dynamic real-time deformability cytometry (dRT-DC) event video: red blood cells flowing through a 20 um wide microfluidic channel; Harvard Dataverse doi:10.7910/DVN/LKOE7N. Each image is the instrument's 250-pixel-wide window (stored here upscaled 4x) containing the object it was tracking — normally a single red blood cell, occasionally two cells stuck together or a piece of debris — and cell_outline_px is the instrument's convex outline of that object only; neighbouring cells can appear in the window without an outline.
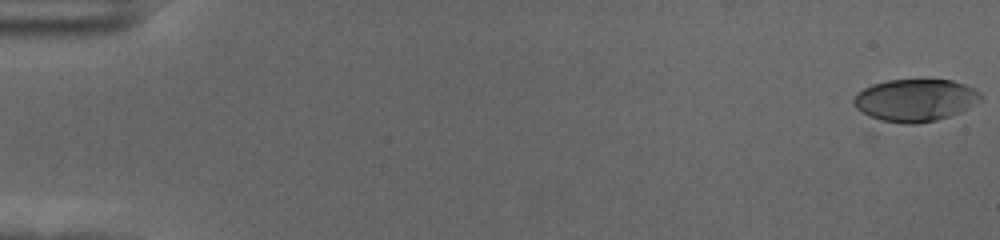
{"species": "human", "species_latin": "Homo sapiens", "temperature_condition": "cold", "stored_images_in_passage": 57, "camera_frame_rate_fps": 3000, "um_per_image_px": 0.085, "donor": {"sex": "female"}, "frame": {"image": 1, "passage_image": 1, "time_ms": 0.0, "image_size_px": [1000, 240], "cell_outline_px": [[980, 100], [968, 108], [960, 112], [936, 120], [912, 124], [908, 124], [884, 120], [872, 116], [856, 108], [852, 100], [864, 88], [872, 84], [888, 80], [952, 80], [964, 84], [980, 92]], "centroid_in_image_um": [77.81, 8.5], "position_along_channel_um": 7.2, "area_um2": 30.69}}
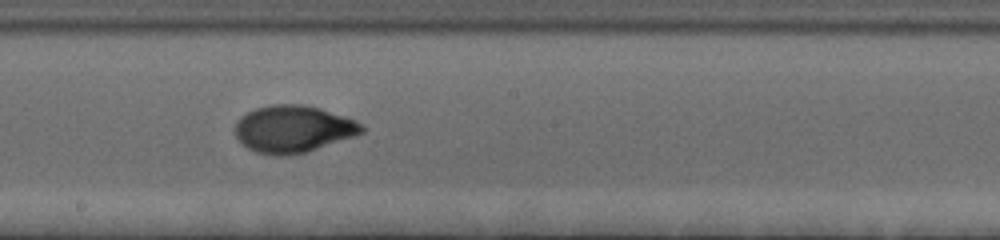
{"frame": {"image": 2, "passage_image": 33, "time_ms": 10.667, "image_size_px": [1000, 240], "cell_outline_px": [[364, 132], [308, 152], [284, 156], [272, 156], [256, 152], [248, 148], [236, 136], [236, 120], [240, 116], [256, 108], [272, 104], [300, 104], [320, 108], [356, 120], [364, 128]], "centroid_in_image_um": [24.9, 10.97], "position_along_channel_um": 223.3, "area_um2": 34.68}}
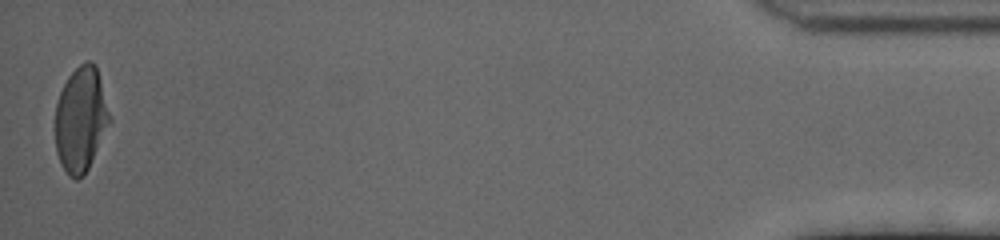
{"frame": {"image": 3, "passage_image": 57, "time_ms": 18.667, "image_size_px": [1000, 240], "cell_outline_px": [[112, 120], [84, 176], [76, 180], [68, 176], [60, 164], [56, 152], [56, 104], [60, 92], [68, 76], [80, 64], [88, 60], [92, 60], [96, 64], [112, 116]], "centroid_in_image_um": [6.89, 10.14], "position_along_channel_um": 428.3, "area_um2": 33.64}, "authors_computed_cell_mechanics": {"area_um2": 33.0616, "velocity_mm_per_s": 3.6138, "shape_relaxation_time_tau1_ms": 3.8365, "shape_relaxation_time_tau2_ms": 1.3921, "deformation_change_tau1": 0.1911, "deformation_change_tau2": 0.0377}}